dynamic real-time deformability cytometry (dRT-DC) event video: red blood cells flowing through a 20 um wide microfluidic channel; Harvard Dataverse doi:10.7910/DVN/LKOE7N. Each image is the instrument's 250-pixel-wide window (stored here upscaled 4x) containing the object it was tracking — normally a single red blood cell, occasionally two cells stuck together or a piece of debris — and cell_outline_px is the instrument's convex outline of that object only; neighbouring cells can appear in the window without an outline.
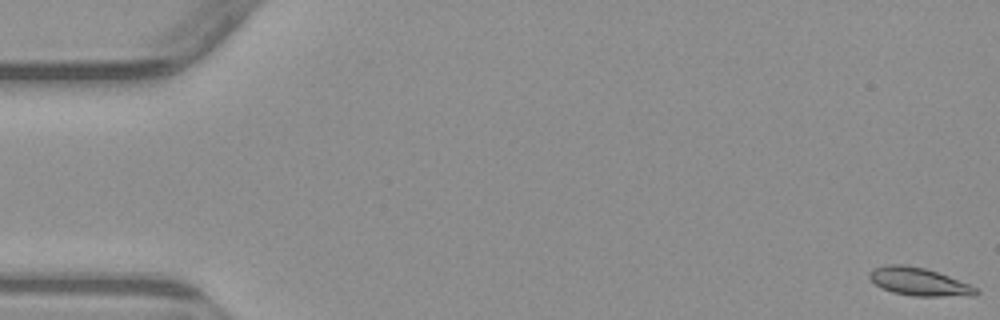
{"species": "common noctule bat (a hibernating species)", "species_latin": "Nyctalus noctula", "temperature_condition": "warm", "stored_images_in_passage": 6, "segment_of_instrument_passage": [1, 2], "camera_frame_rate_fps": 3000, "um_per_image_px": 0.085, "animal": {"sex": "male", "body_mass_g": 23.1, "forearm_length_mm": 52.7}, "frame": {"image": 1, "passage_image": 1, "time_ms": 0.0, "image_size_px": [1000, 320], "cell_outline_px": [[980, 292], [976, 296], [912, 296], [892, 292], [876, 284], [868, 276], [868, 272], [872, 268], [888, 264], [904, 264], [924, 268], [948, 276], [968, 284], [976, 288]], "centroid_in_image_um": [78.1, 23.95], "position_along_channel_um": 6.9, "area_um2": 17.28}}
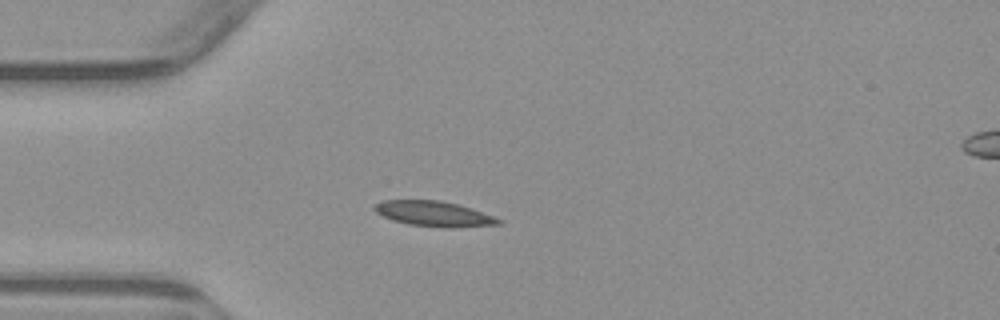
{"frame": {"image": 2, "passage_image": 5, "time_ms": 4.667, "image_size_px": [1000, 320], "cell_outline_px": [[504, 220], [500, 224], [452, 228], [448, 228], [408, 224], [392, 220], [376, 212], [372, 208], [376, 204], [384, 200], [440, 200], [472, 208]], "centroid_in_image_um": [36.9, 18.17], "position_along_channel_um": 48.1, "area_um2": 18.21}}